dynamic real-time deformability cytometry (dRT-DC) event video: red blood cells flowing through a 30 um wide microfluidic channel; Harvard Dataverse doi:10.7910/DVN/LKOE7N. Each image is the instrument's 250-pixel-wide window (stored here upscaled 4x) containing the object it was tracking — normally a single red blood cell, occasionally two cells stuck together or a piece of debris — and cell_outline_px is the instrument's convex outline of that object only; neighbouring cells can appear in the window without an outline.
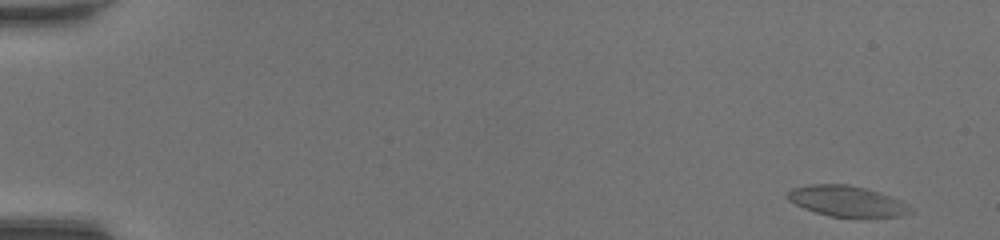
{"species": "common noctule bat (a hibernating species)", "species_latin": "Nyctalus noctula", "temperature_condition": "room temperature", "stored_images_in_passage": 48, "camera_frame_rate_fps": 3000, "um_per_image_px": 0.085, "animal": {"sex": "female", "body_mass_g": 20.0, "forearm_length_mm": 54.0}, "frame": {"image": 1, "passage_image": 2, "time_ms": 0.333, "image_size_px": [1000, 240], "cell_outline_px": [[912, 212], [900, 216], [828, 216], [804, 208], [788, 200], [788, 192], [792, 188], [808, 184], [848, 184], [880, 192], [900, 200], [912, 208]], "centroid_in_image_um": [71.97, 17.08], "position_along_channel_um": 13.0, "area_um2": 21.62}}
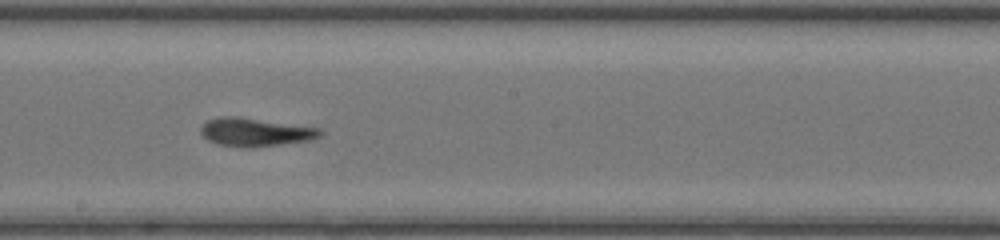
{"frame": {"image": 2, "passage_image": 28, "time_ms": 9.0, "image_size_px": [1000, 240], "cell_outline_px": [[324, 132], [320, 136], [308, 140], [252, 148], [248, 148], [220, 144], [208, 140], [200, 132], [200, 128], [208, 120], [220, 116], [240, 116], [320, 128]], "centroid_in_image_um": [21.7, 11.22], "position_along_channel_um": 226.5, "area_um2": 19.65}}
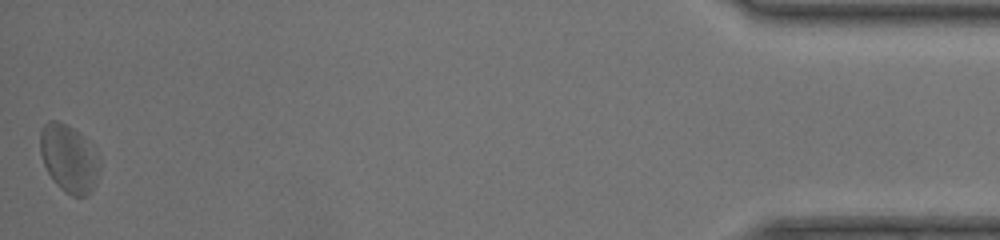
{"frame": {"image": 3, "passage_image": 48, "time_ms": 15.667, "image_size_px": [1000, 240], "cell_outline_px": [[96, 184], [88, 196], [72, 196], [64, 192], [56, 184], [48, 172], [44, 164], [40, 152], [40, 132], [44, 124], [48, 120], [56, 120], [80, 132], [96, 168]], "centroid_in_image_um": [5.73, 13.5], "position_along_channel_um": 429.5, "area_um2": 22.08}, "authors_computed_cell_mechanics": {"area_um2": 20.2589, "velocity_mm_per_s": 4.3142, "shape_relaxation_time_tau1_ms": null, "shape_relaxation_time_tau2_ms": 1.9802, "deformation_change_tau1": null, "deformation_change_tau2": 0.1143}}